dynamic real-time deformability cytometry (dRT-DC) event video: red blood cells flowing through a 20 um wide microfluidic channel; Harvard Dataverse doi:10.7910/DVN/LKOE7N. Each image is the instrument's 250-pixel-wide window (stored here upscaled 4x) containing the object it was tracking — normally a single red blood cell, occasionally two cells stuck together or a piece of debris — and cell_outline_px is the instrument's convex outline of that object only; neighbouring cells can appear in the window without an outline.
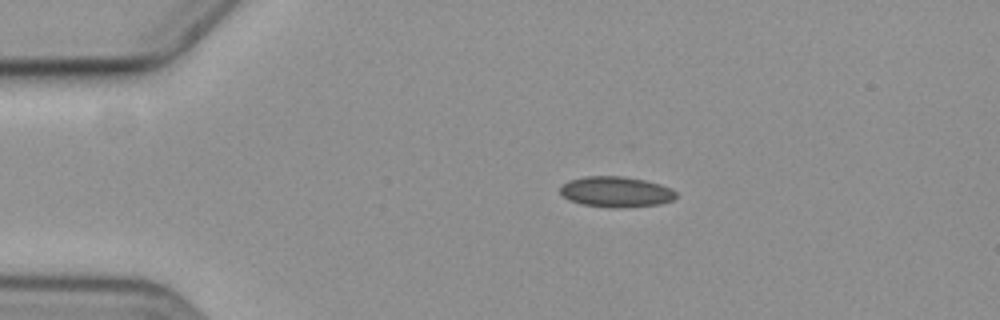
{"species": "common noctule bat (a hibernating species)", "species_latin": "Nyctalus noctula", "temperature_condition": "cold", "stored_images_in_passage": 4, "camera_frame_rate_fps": 3000, "um_per_image_px": 0.085, "animal": {"sex": "female", "body_mass_g": 19.3, "forearm_length_mm": 54.1}, "frame": {"image": 1, "passage_image": 3, "time_ms": 2.667, "image_size_px": [1000, 320], "cell_outline_px": [[676, 196], [672, 200], [660, 204], [616, 208], [612, 208], [584, 204], [568, 200], [560, 192], [560, 188], [568, 180], [584, 176], [620, 176], [644, 180], [660, 184], [672, 188], [676, 192]], "centroid_in_image_um": [52.36, 16.3], "position_along_channel_um": 32.6, "area_um2": 20.58}}